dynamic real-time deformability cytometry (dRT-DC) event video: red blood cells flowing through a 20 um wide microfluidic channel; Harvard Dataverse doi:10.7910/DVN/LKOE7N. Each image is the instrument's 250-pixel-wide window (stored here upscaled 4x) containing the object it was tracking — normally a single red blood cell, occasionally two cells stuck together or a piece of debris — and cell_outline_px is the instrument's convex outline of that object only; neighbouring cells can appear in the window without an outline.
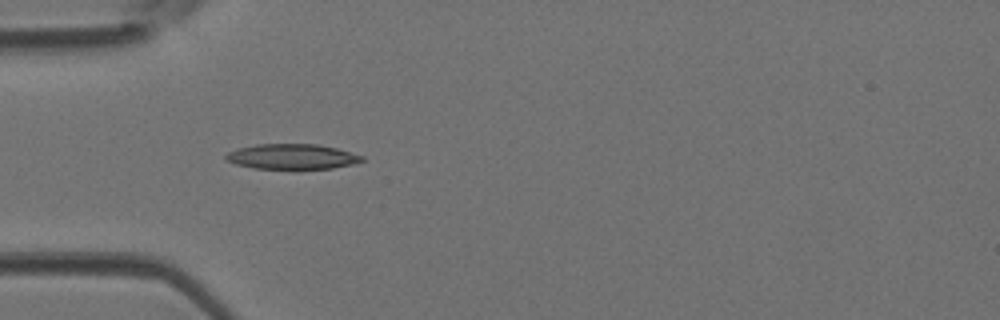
{"species": "Egyptian fruit bat (a non-hibernating species)", "species_latin": "Rousettus aegyptiacus", "temperature_condition": "room temperature", "stored_images_in_passage": 9, "camera_frame_rate_fps": 3000, "um_per_image_px": 0.085, "animal": {"sex": "female"}, "frame": {"image": 1, "passage_image": 6, "time_ms": 1.667, "image_size_px": [1000, 320], "cell_outline_px": [[364, 160], [352, 164], [332, 168], [296, 172], [256, 168], [236, 164], [224, 160], [224, 156], [228, 152], [240, 148], [256, 144], [316, 144], [336, 148], [364, 156]], "centroid_in_image_um": [24.82, 13.36], "position_along_channel_um": 60.2, "area_um2": 20.81}}
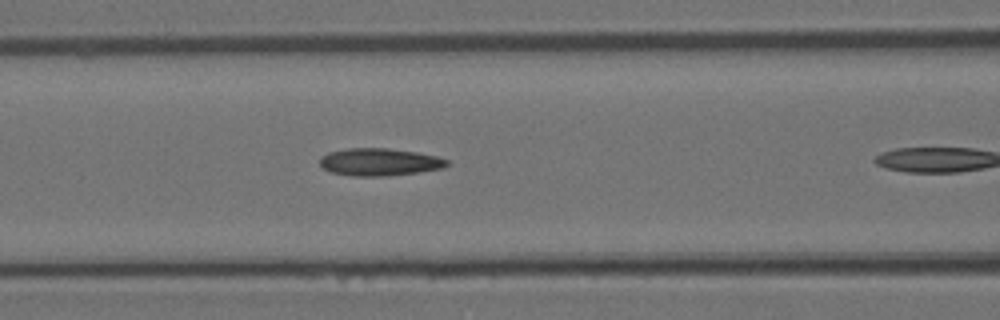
{"frame": {"image": 2, "passage_image": 8, "time_ms": 2.333, "image_size_px": [1000, 320], "cell_outline_px": [[448, 164], [444, 168], [420, 172], [388, 176], [352, 176], [332, 172], [324, 168], [320, 164], [320, 156], [328, 152], [348, 148], [388, 148], [416, 152], [436, 156], [448, 160]], "centroid_in_image_um": [32.26, 13.77], "position_along_channel_um": 134.3, "area_um2": 20.4}}